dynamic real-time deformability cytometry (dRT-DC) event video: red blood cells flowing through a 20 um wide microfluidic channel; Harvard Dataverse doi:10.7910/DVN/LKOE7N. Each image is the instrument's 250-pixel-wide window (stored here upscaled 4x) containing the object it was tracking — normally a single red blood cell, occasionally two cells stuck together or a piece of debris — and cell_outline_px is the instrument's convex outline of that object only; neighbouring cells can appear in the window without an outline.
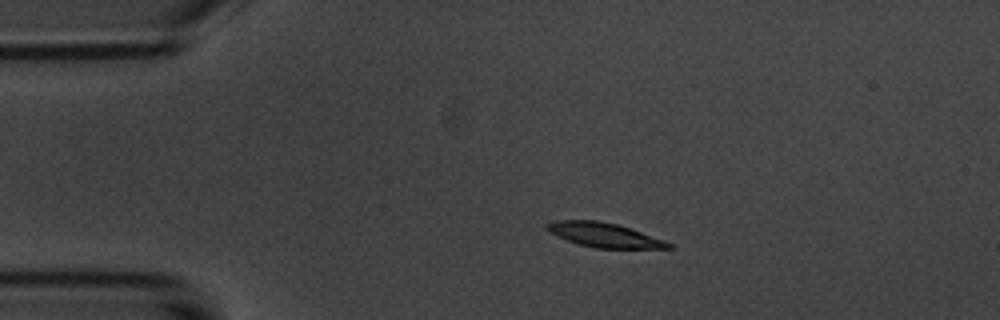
{"species": "common noctule bat (a hibernating species)", "species_latin": "Nyctalus noctula", "temperature_condition": "room temperature", "stored_images_in_passage": 7, "camera_frame_rate_fps": 3000, "um_per_image_px": 0.085, "animal": {"sex": "male", "body_mass_g": 20.1, "forearm_length_mm": 53.5}, "frame": {"image": 1, "passage_image": 2, "time_ms": 2.333, "image_size_px": [1000, 320], "cell_outline_px": [[672, 248], [596, 248], [580, 244], [556, 236], [548, 232], [544, 228], [544, 224], [556, 220], [596, 220], [616, 224], [664, 240], [672, 244]], "centroid_in_image_um": [51.28, 19.96], "position_along_channel_um": 33.7, "area_um2": 17.05}}
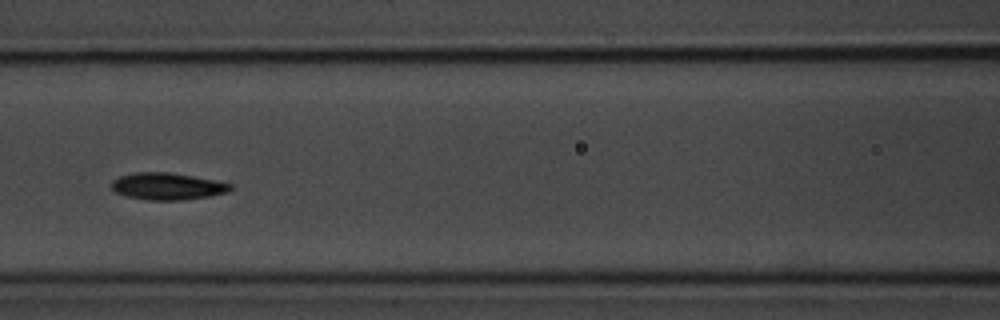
{"frame": {"image": 2, "passage_image": 5, "time_ms": 6.667, "image_size_px": [1000, 320], "cell_outline_px": [[232, 188], [228, 192], [212, 196], [184, 200], [148, 200], [128, 196], [116, 192], [112, 188], [112, 180], [120, 176], [132, 172], [168, 172], [216, 180], [232, 184]], "centroid_in_image_um": [14.25, 15.83], "position_along_channel_um": 152.3, "area_um2": 18.73}}
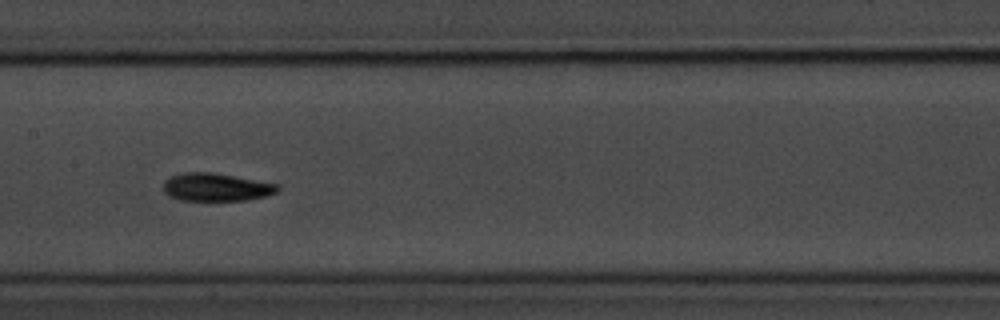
{"frame": {"image": 3, "passage_image": 6, "time_ms": 7.667, "image_size_px": [1000, 320], "cell_outline_px": [[280, 188], [276, 192], [264, 196], [248, 200], [180, 200], [168, 196], [164, 192], [164, 180], [172, 176], [184, 172], [212, 172], [280, 184]], "centroid_in_image_um": [18.37, 15.9], "position_along_channel_um": 189.0, "area_um2": 18.61}}